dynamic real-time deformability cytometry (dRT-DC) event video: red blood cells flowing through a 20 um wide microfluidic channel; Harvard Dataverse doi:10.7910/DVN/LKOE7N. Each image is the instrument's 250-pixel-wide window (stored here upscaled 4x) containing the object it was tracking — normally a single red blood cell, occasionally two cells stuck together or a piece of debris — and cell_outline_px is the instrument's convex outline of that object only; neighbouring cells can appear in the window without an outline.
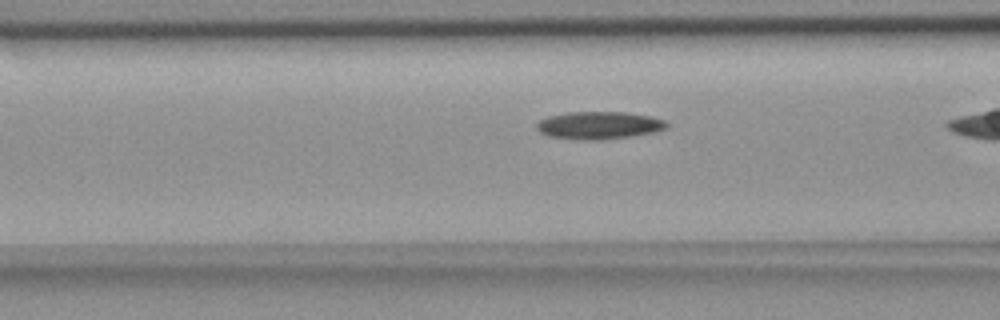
{"species": "common noctule bat (a hibernating species)", "species_latin": "Nyctalus noctula", "temperature_condition": "room temperature", "stored_images_in_passage": 39, "camera_frame_rate_fps": 3000, "um_per_image_px": 0.085, "animal": {"sex": "female", "body_mass_g": 18.4}, "frame": {"image": 1, "passage_image": 17, "time_ms": 5.333, "image_size_px": [1000, 320], "cell_outline_px": [[668, 128], [652, 132], [632, 136], [600, 140], [580, 140], [548, 136], [540, 132], [536, 128], [536, 124], [540, 120], [548, 116], [568, 112], [624, 112], [652, 116], [664, 120], [668, 124]], "centroid_in_image_um": [50.91, 10.65], "position_along_channel_um": 115.7, "area_um2": 20.98}}
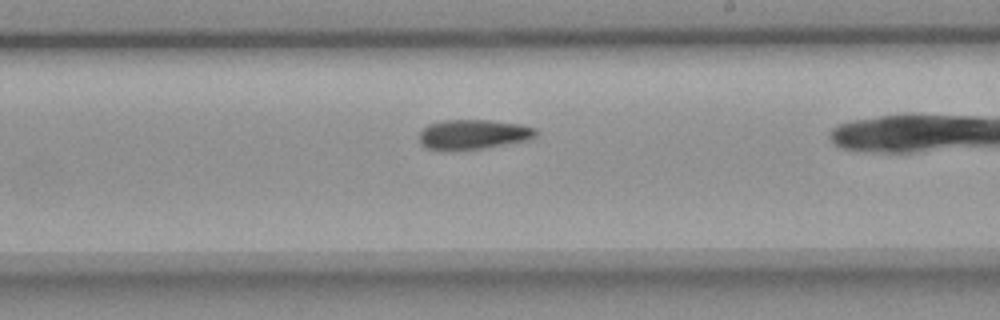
{"frame": {"image": 2, "passage_image": 28, "time_ms": 9.0, "image_size_px": [1000, 320], "cell_outline_px": [[540, 132], [532, 140], [484, 148], [428, 148], [420, 144], [420, 132], [428, 124], [444, 120], [488, 120], [520, 124], [536, 128]], "centroid_in_image_um": [40.33, 11.39], "position_along_channel_um": 248.7, "area_um2": 19.94}}
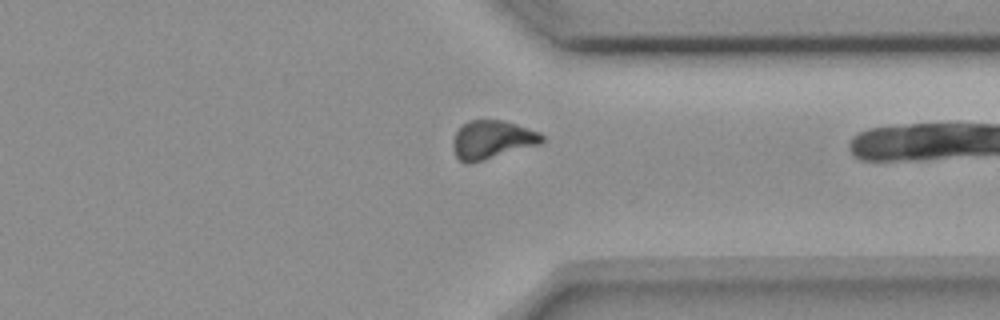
{"frame": {"image": 3, "passage_image": 38, "time_ms": 12.333, "image_size_px": [1000, 320], "cell_outline_px": [[544, 144], [484, 160], [468, 164], [464, 164], [456, 156], [452, 148], [452, 140], [456, 132], [468, 120], [500, 120], [516, 124], [540, 132], [544, 136]], "centroid_in_image_um": [41.85, 11.89], "position_along_channel_um": 369.5, "area_um2": 20.23}}